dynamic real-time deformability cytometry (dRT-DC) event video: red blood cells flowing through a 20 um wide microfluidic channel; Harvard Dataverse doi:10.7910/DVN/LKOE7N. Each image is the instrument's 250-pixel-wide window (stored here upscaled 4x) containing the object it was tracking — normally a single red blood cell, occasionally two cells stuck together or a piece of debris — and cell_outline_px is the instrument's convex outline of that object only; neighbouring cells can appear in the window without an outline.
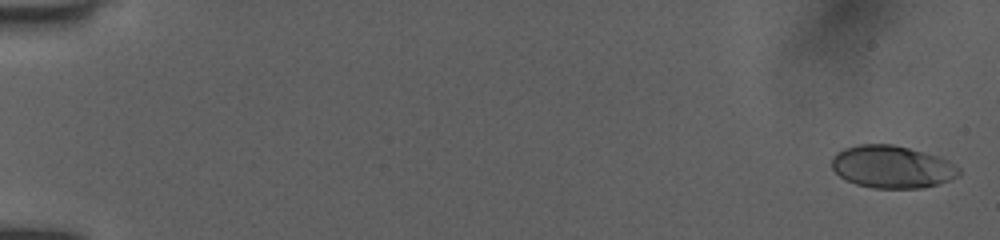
{"species": "human", "species_latin": "Homo sapiens", "temperature_condition": "room temperature", "stored_images_in_passage": 51, "camera_frame_rate_fps": 3000, "um_per_image_px": 0.085, "donor": {"sex": "female"}, "frame": {"image": 1, "passage_image": 2, "time_ms": 0.333, "image_size_px": [1000, 240], "cell_outline_px": [[960, 176], [924, 188], [872, 188], [856, 184], [844, 180], [832, 168], [832, 156], [836, 152], [844, 148], [860, 144], [892, 144], [924, 152], [948, 160], [960, 168]], "centroid_in_image_um": [75.8, 14.18], "position_along_channel_um": 9.2, "area_um2": 31.56}}
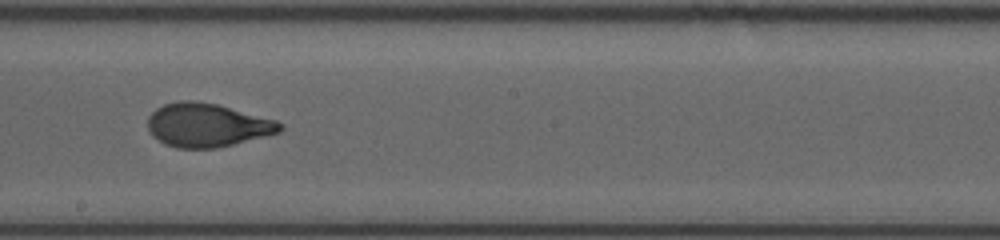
{"frame": {"image": 2, "passage_image": 32, "time_ms": 10.333, "image_size_px": [1000, 240], "cell_outline_px": [[284, 128], [280, 132], [216, 148], [176, 148], [164, 144], [152, 136], [148, 128], [148, 116], [156, 108], [164, 104], [180, 100], [196, 100], [216, 104], [276, 120], [284, 124]], "centroid_in_image_um": [17.58, 10.63], "position_along_channel_um": 230.6, "area_um2": 33.58}}
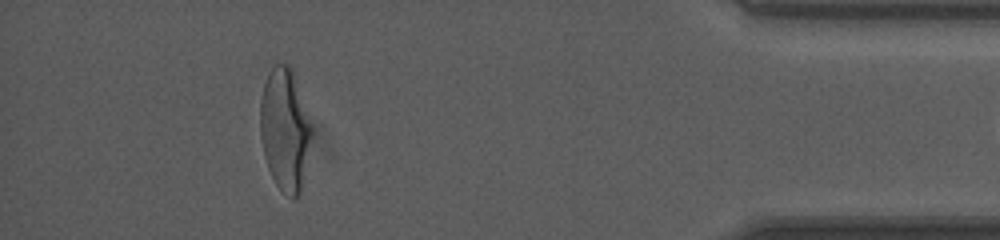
{"frame": {"image": 3, "passage_image": 49, "time_ms": 16.0, "image_size_px": [1000, 240], "cell_outline_px": [[312, 136], [300, 192], [292, 200], [276, 184], [268, 168], [264, 156], [260, 132], [260, 100], [264, 84], [268, 72], [276, 64], [288, 64], [292, 68], [312, 128]], "centroid_in_image_um": [24.2, 10.99], "position_along_channel_um": 411.0, "area_um2": 36.3}}